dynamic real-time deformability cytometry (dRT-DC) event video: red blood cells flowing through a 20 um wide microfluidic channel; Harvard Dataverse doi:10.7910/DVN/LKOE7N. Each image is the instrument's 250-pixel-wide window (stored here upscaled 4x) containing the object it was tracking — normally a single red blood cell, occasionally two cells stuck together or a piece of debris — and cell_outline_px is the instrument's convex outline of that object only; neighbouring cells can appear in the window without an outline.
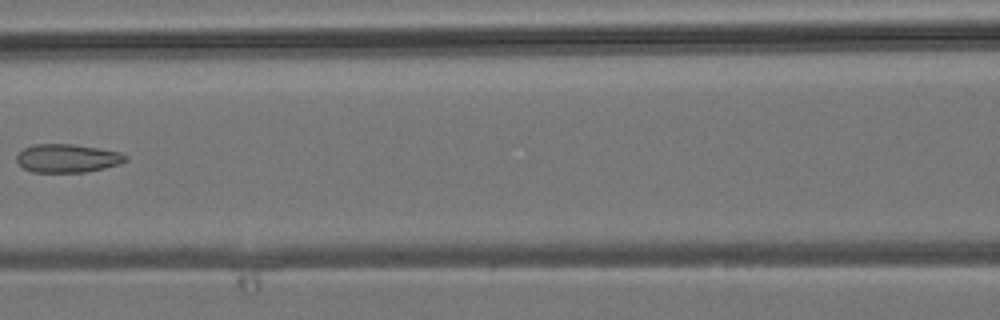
{"species": "common noctule bat (a hibernating species)", "species_latin": "Nyctalus noctula", "temperature_condition": "room temperature", "stored_images_in_passage": 4, "camera_frame_rate_fps": 3000, "um_per_image_px": 0.085, "animal": {"sex": "male", "body_mass_g": 19.2, "forearm_length_mm": 51.8}, "frame": {"image": 1, "passage_image": 4, "time_ms": 3.667, "image_size_px": [1000, 320], "cell_outline_px": [[128, 160], [120, 164], [104, 168], [84, 172], [32, 172], [24, 168], [16, 160], [16, 156], [24, 148], [32, 144], [72, 144], [120, 152], [128, 156]], "centroid_in_image_um": [5.74, 13.45], "position_along_channel_um": 160.9, "area_um2": 17.98}}